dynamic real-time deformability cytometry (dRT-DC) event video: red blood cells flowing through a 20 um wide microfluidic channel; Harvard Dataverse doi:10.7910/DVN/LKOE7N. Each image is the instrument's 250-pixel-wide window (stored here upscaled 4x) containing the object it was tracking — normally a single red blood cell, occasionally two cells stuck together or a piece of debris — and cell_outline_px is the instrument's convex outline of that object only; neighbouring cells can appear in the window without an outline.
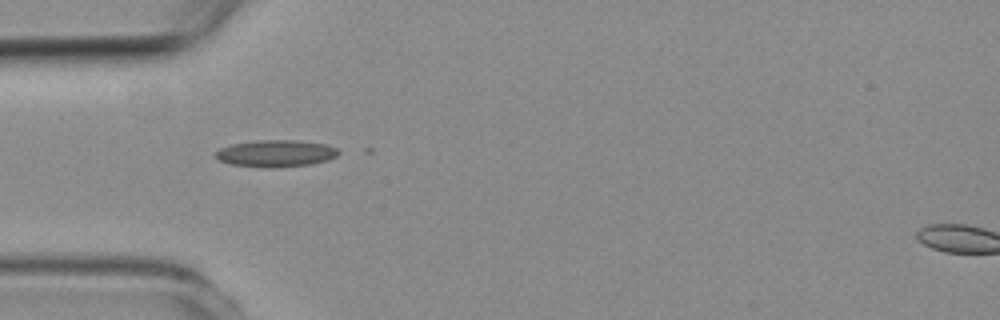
{"species": "common noctule bat (a hibernating species)", "species_latin": "Nyctalus noctula", "temperature_condition": "room temperature", "stored_images_in_passage": 4, "camera_frame_rate_fps": 3000, "um_per_image_px": 0.085, "animal": {"sex": "female", "body_mass_g": 19.3, "forearm_length_mm": 54.1}, "frame": {"image": 1, "passage_image": 1, "time_ms": 0.0, "image_size_px": [1000, 320], "cell_outline_px": [[340, 152], [336, 156], [328, 160], [312, 164], [272, 168], [264, 168], [228, 164], [220, 160], [216, 156], [216, 152], [220, 148], [232, 144], [260, 140], [296, 140], [328, 144], [336, 148]], "centroid_in_image_um": [23.47, 13.05], "position_along_channel_um": 61.5, "area_um2": 19.36}}
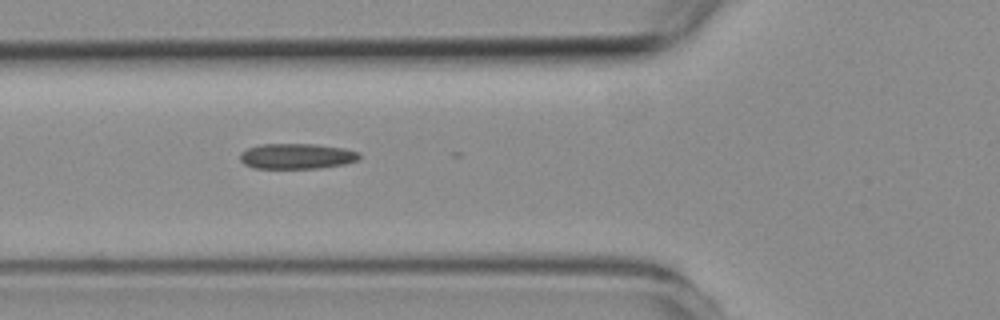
{"frame": {"image": 2, "passage_image": 2, "time_ms": 1.0, "image_size_px": [1000, 320], "cell_outline_px": [[360, 156], [356, 160], [344, 164], [320, 168], [252, 168], [244, 164], [240, 160], [240, 152], [248, 148], [260, 144], [316, 144], [344, 148], [360, 152]], "centroid_in_image_um": [25.2, 13.27], "position_along_channel_um": 100.6, "area_um2": 17.74}}
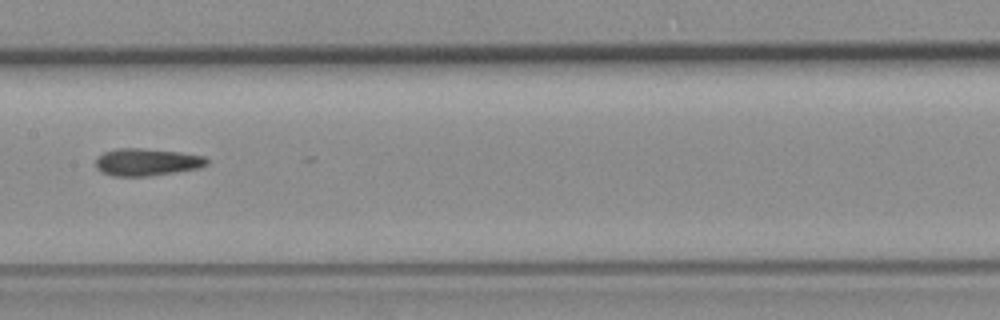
{"frame": {"image": 3, "passage_image": 4, "time_ms": 3.333, "image_size_px": [1000, 320], "cell_outline_px": [[208, 164], [200, 168], [148, 176], [112, 176], [100, 172], [96, 168], [96, 160], [104, 152], [116, 148], [140, 148], [180, 152], [204, 156], [208, 160]], "centroid_in_image_um": [12.47, 13.78], "position_along_channel_um": 194.9, "area_um2": 17.69}}